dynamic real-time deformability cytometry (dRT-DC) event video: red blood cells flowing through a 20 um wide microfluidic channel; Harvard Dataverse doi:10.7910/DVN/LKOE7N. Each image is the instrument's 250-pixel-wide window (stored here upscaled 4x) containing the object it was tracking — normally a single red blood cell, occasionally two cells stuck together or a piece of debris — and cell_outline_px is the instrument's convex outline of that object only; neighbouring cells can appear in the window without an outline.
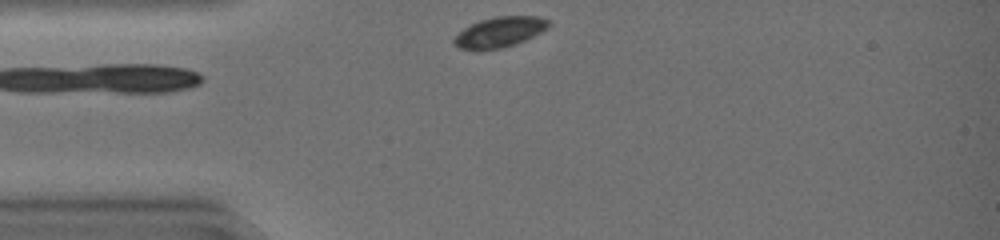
{"species": "common noctule bat (a hibernating species)", "species_latin": "Nyctalus noctula", "temperature_condition": "warm", "stored_images_in_passage": 30, "camera_frame_rate_fps": 3000, "um_per_image_px": 0.085, "animal": {"sex": "female", "body_mass_g": 19.0, "forearm_length_mm": 51.5}, "frame": {"image": 1, "passage_image": 1, "time_ms": 0.0, "image_size_px": [1000, 240], "cell_outline_px": [[552, 24], [548, 28], [516, 44], [500, 48], [480, 52], [460, 48], [452, 40], [464, 28], [480, 20], [496, 16], [540, 16], [548, 20]], "centroid_in_image_um": [42.48, 2.74], "position_along_channel_um": 42.5, "area_um2": 16.82}}
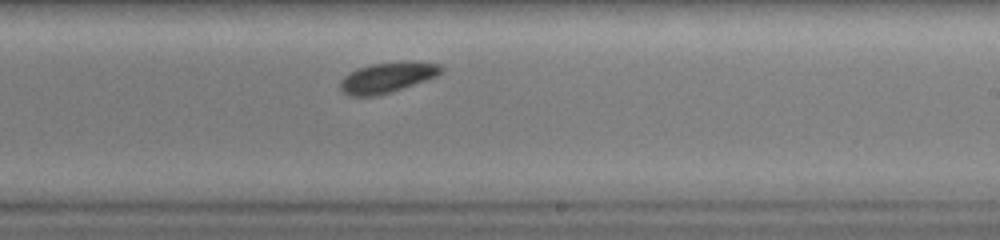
{"frame": {"image": 2, "passage_image": 18, "time_ms": 5.667, "image_size_px": [1000, 240], "cell_outline_px": [[444, 72], [436, 76], [376, 96], [348, 96], [340, 88], [340, 80], [344, 76], [356, 68], [372, 64], [440, 64], [444, 68]], "centroid_in_image_um": [32.82, 6.63], "position_along_channel_um": 256.2, "area_um2": 16.82}}
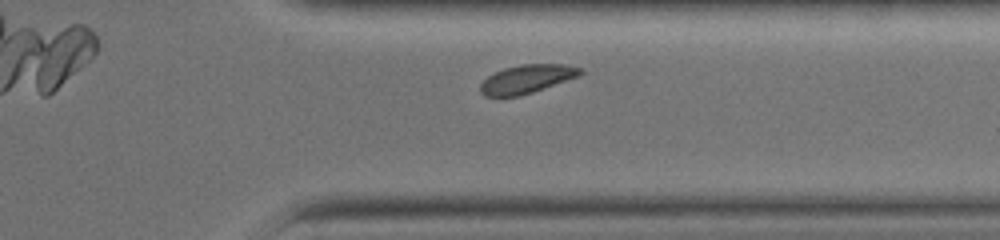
{"frame": {"image": 3, "passage_image": 26, "time_ms": 8.333, "image_size_px": [1000, 240], "cell_outline_px": [[584, 72], [580, 76], [520, 96], [484, 96], [480, 92], [480, 84], [488, 76], [504, 68], [520, 64], [568, 64], [584, 68]], "centroid_in_image_um": [44.83, 6.7], "position_along_channel_um": 366.6, "area_um2": 16.7}, "authors_computed_cell_mechanics": {"area_um2": 17.8024, "velocity_mm_per_s": 4.1123, "shape_relaxation_time_tau1_ms": null, "shape_relaxation_time_tau2_ms": 1.7372, "deformation_change_tau1": null, "deformation_change_tau2": 0.0484}}